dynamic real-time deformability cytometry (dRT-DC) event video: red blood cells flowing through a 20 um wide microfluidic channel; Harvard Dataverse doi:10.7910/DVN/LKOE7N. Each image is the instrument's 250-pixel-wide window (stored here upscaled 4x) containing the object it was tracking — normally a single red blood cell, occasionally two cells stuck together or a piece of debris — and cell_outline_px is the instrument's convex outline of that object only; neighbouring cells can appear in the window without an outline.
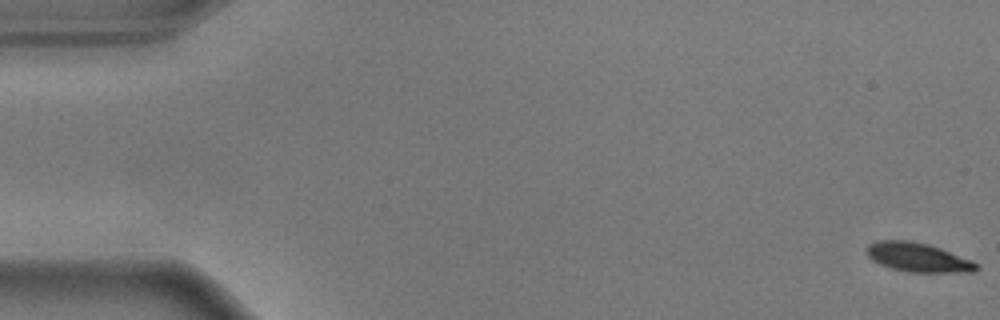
{"species": "common noctule bat (a hibernating species)", "species_latin": "Nyctalus noctula", "temperature_condition": "warm", "stored_images_in_passage": 56, "camera_frame_rate_fps": 3000, "um_per_image_px": 0.085, "animal": {"sex": "male", "body_mass_g": 17.9}, "frame": {"image": 1, "passage_image": 1, "time_ms": 0.0, "image_size_px": [1000, 320], "cell_outline_px": [[980, 268], [976, 272], [908, 272], [892, 268], [880, 264], [872, 260], [868, 256], [868, 244], [880, 240], [908, 240], [928, 244], [940, 248], [972, 260], [980, 264]], "centroid_in_image_um": [78.08, 21.88], "position_along_channel_um": 6.9, "area_um2": 18.61}}
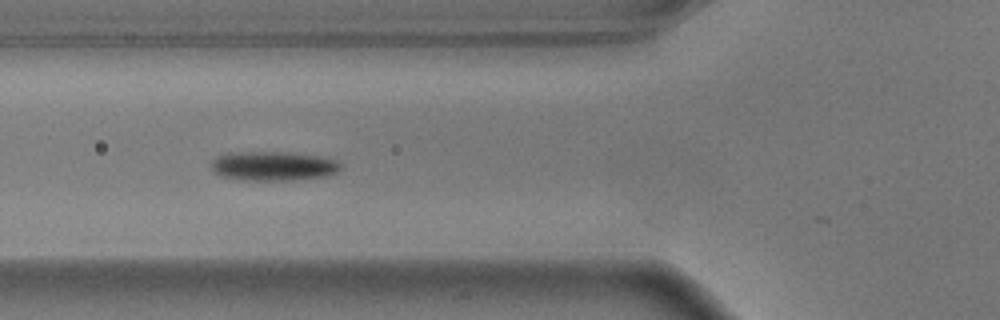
{"frame": {"image": 2, "passage_image": 21, "time_ms": 6.667, "image_size_px": [1000, 320], "cell_outline_px": [[340, 168], [336, 172], [324, 176], [292, 180], [240, 180], [220, 176], [212, 172], [212, 160], [216, 156], [228, 152], [288, 152], [320, 156], [336, 160], [340, 164]], "centroid_in_image_um": [23.16, 14.1], "position_along_channel_um": 102.6, "area_um2": 22.2}}
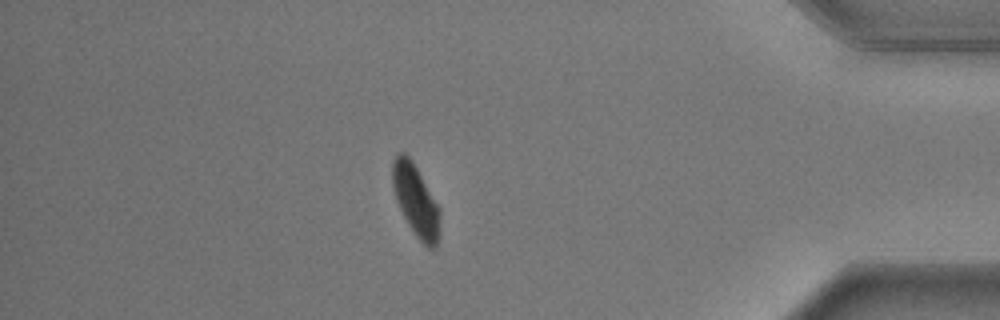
{"frame": {"image": 3, "passage_image": 49, "time_ms": 16.0, "image_size_px": [1000, 320], "cell_outline_px": [[440, 236], [436, 248], [428, 248], [416, 236], [408, 224], [400, 208], [392, 184], [392, 160], [400, 152], [404, 152], [412, 160], [440, 208]], "centroid_in_image_um": [35.37, 17.06], "position_along_channel_um": 399.8, "area_um2": 19.77}, "authors_computed_cell_mechanics": {"area_um2": 20.1722, "velocity_mm_per_s": 3.5998, "shape_relaxation_time_tau1_ms": 2.5624, "shape_relaxation_time_tau2_ms": null, "deformation_change_tau1": 0.1635, "deformation_change_tau2": null}}